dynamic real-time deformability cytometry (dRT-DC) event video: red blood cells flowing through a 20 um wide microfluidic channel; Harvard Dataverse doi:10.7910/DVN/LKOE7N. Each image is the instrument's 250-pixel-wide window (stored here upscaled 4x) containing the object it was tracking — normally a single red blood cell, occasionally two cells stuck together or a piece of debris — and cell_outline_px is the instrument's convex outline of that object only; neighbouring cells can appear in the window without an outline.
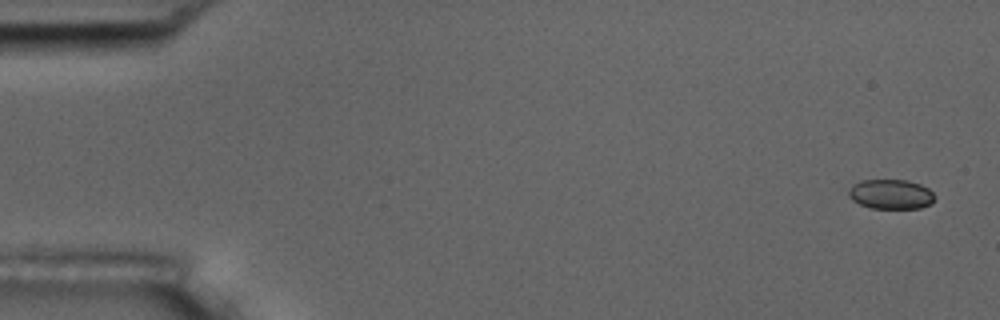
{"species": "common noctule bat (a hibernating species)", "species_latin": "Nyctalus noctula", "temperature_condition": "room temperature", "stored_images_in_passage": 5, "camera_frame_rate_fps": 3000, "um_per_image_px": 0.085, "animal": {"sex": "male", "body_mass_g": 17.5, "forearm_length_mm": 52.3}, "frame": {"image": 1, "passage_image": 1, "time_ms": 0.0, "image_size_px": [1000, 320], "cell_outline_px": [[936, 196], [932, 204], [920, 208], [868, 208], [852, 200], [848, 196], [848, 188], [852, 184], [860, 180], [908, 180], [920, 184], [928, 188]], "centroid_in_image_um": [75.71, 16.5], "position_along_channel_um": 9.3, "area_um2": 15.14}}
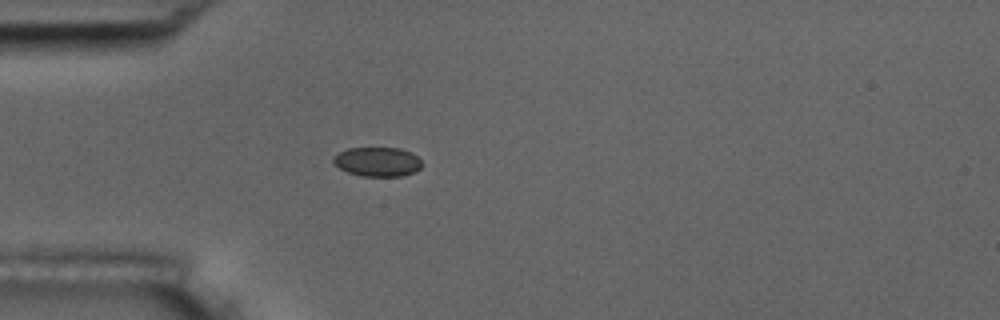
{"frame": {"image": 2, "passage_image": 5, "time_ms": 4.667, "image_size_px": [1000, 320], "cell_outline_px": [[420, 168], [416, 172], [404, 176], [364, 176], [348, 172], [340, 168], [332, 160], [332, 156], [348, 148], [400, 148], [416, 156], [420, 160]], "centroid_in_image_um": [32.08, 13.75], "position_along_channel_um": 52.9, "area_um2": 14.97}}